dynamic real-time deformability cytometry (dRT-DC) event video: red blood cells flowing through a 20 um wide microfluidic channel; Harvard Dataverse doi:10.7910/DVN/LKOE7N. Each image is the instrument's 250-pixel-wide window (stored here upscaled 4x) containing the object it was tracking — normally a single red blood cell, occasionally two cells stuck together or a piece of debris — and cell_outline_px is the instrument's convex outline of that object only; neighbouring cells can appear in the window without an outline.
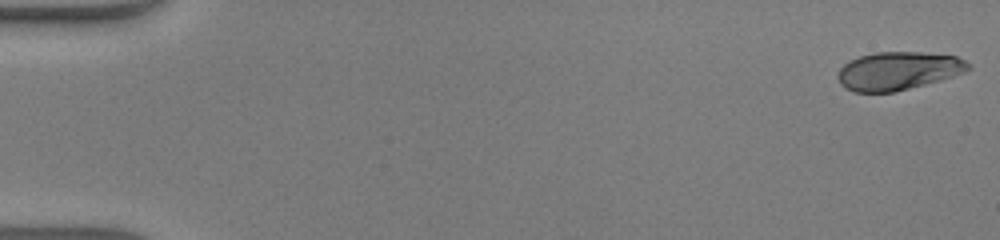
{"species": "human", "species_latin": "Homo sapiens", "temperature_condition": "warm", "stored_images_in_passage": 48, "camera_frame_rate_fps": 3000, "um_per_image_px": 0.085, "donor": {"sex": "male"}, "frame": {"image": 1, "passage_image": 1, "time_ms": 0.0, "image_size_px": [1000, 240], "cell_outline_px": [[972, 68], [964, 72], [940, 80], [892, 92], [852, 92], [844, 88], [840, 84], [836, 76], [840, 68], [844, 64], [860, 56], [876, 52], [920, 52], [956, 56], [964, 60]], "centroid_in_image_um": [76.3, 6.02], "position_along_channel_um": 8.7, "area_um2": 28.84}}
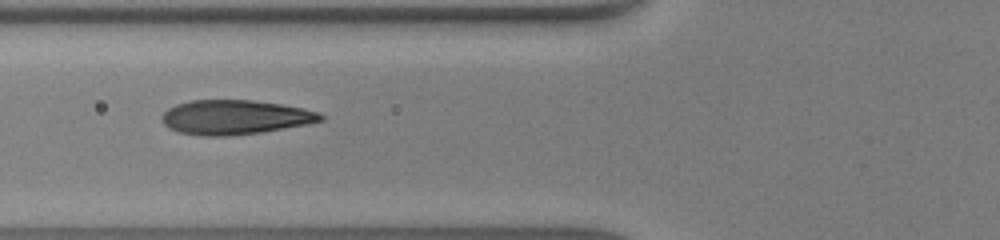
{"frame": {"image": 2, "passage_image": 19, "time_ms": 6.0, "image_size_px": [1000, 240], "cell_outline_px": [[324, 120], [304, 124], [260, 132], [228, 136], [200, 136], [180, 132], [168, 128], [160, 120], [160, 116], [168, 108], [176, 104], [192, 100], [252, 100], [280, 104], [320, 112], [324, 116]], "centroid_in_image_um": [19.91, 9.96], "position_along_channel_um": 105.9, "area_um2": 31.73}}
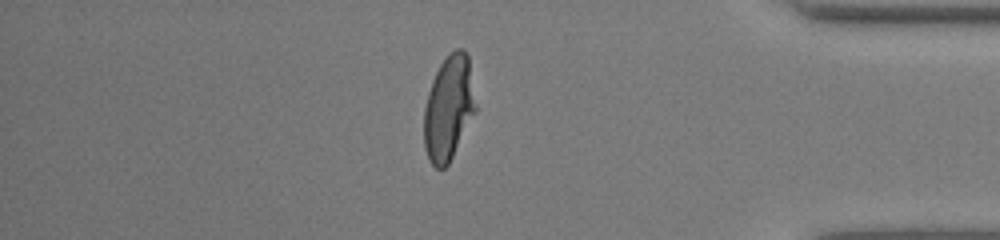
{"frame": {"image": 3, "passage_image": 41, "time_ms": 13.333, "image_size_px": [1000, 240], "cell_outline_px": [[476, 112], [448, 164], [444, 168], [436, 168], [428, 160], [424, 148], [424, 108], [428, 92], [432, 80], [440, 64], [456, 48], [464, 48], [468, 56], [476, 104]], "centroid_in_image_um": [38.13, 9.2], "position_along_channel_um": 397.1, "area_um2": 31.44}, "authors_computed_cell_mechanics": {"area_um2": 31.4143, "velocity_mm_per_s": 4.3583, "shape_relaxation_time_tau1_ms": 3.2951, "shape_relaxation_time_tau2_ms": null, "deformation_change_tau1": 0.2239, "deformation_change_tau2": null}}